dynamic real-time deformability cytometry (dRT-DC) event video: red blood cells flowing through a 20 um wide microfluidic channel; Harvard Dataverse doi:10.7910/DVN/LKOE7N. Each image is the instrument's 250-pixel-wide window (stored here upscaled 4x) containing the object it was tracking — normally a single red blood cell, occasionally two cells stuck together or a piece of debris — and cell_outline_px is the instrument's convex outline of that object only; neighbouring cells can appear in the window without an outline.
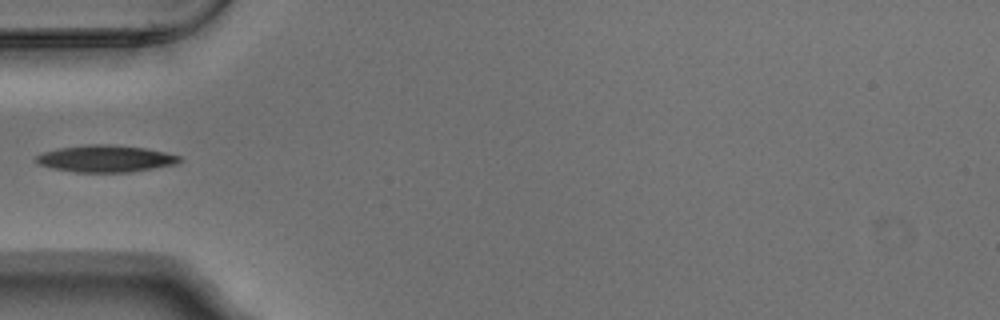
{"species": "Egyptian fruit bat (a non-hibernating species)", "species_latin": "Rousettus aegyptiacus", "temperature_condition": "warm", "stored_images_in_passage": 5, "camera_frame_rate_fps": 3000, "um_per_image_px": 0.085, "animal": {"sex": "male"}, "frame": {"image": 1, "passage_image": 4, "time_ms": 1.0, "image_size_px": [1000, 320], "cell_outline_px": [[184, 160], [176, 164], [128, 172], [76, 172], [52, 168], [36, 164], [36, 156], [44, 152], [60, 148], [88, 144], [108, 144], [144, 148], [164, 152], [180, 156]], "centroid_in_image_um": [8.97, 13.48], "position_along_channel_um": 76.0, "area_um2": 22.31}}
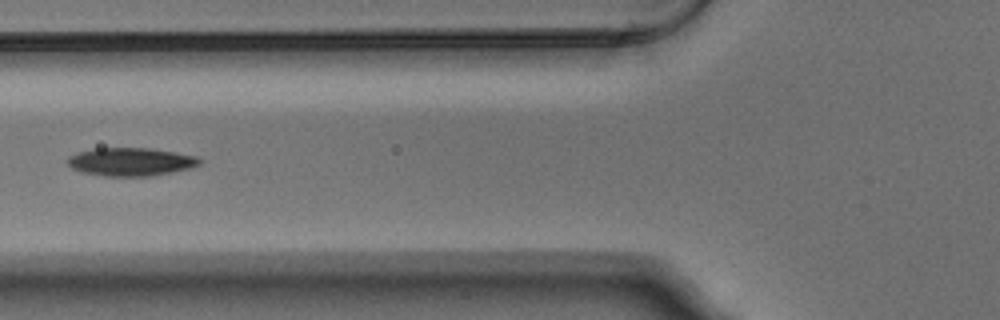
{"frame": {"image": 2, "passage_image": 5, "time_ms": 1.333, "image_size_px": [1000, 320], "cell_outline_px": [[200, 164], [192, 168], [172, 172], [148, 176], [104, 176], [80, 172], [72, 168], [68, 164], [68, 156], [80, 152], [96, 148], [148, 148], [176, 152], [196, 156], [200, 160]], "centroid_in_image_um": [11.12, 13.75], "position_along_channel_um": 114.7, "area_um2": 21.62}}